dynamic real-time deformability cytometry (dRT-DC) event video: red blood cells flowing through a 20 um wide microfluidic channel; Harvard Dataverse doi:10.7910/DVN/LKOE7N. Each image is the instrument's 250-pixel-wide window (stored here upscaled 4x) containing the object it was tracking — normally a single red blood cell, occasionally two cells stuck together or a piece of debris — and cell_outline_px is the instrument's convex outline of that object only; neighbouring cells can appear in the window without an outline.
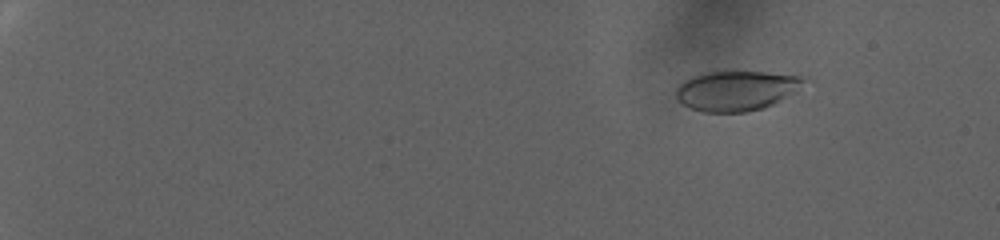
{"species": "human", "species_latin": "Homo sapiens", "temperature_condition": "warm", "stored_images_in_passage": 19, "camera_frame_rate_fps": 3000, "um_per_image_px": 0.085, "donor": {"sex": "female"}, "frame": {"image": 1, "passage_image": 6, "time_ms": 1.667, "image_size_px": [1000, 240], "cell_outline_px": [[812, 80], [796, 92], [764, 108], [744, 112], [704, 112], [680, 104], [676, 96], [676, 88], [684, 80], [700, 72], [764, 72], [808, 76]], "centroid_in_image_um": [62.66, 7.69], "position_along_channel_um": 22.3, "area_um2": 30.23}}
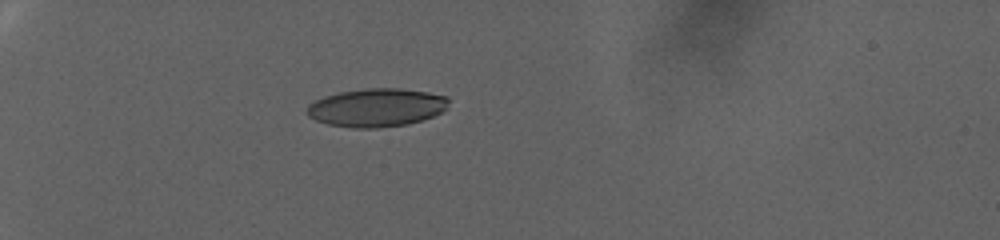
{"frame": {"image": 2, "passage_image": 14, "time_ms": 4.333, "image_size_px": [1000, 240], "cell_outline_px": [[448, 100], [444, 108], [440, 112], [424, 120], [408, 124], [376, 128], [352, 128], [328, 124], [316, 120], [308, 116], [308, 104], [324, 96], [340, 92], [364, 88], [400, 88], [428, 92], [448, 96]], "centroid_in_image_um": [32.0, 9.14], "position_along_channel_um": 53.0, "area_um2": 31.56}}
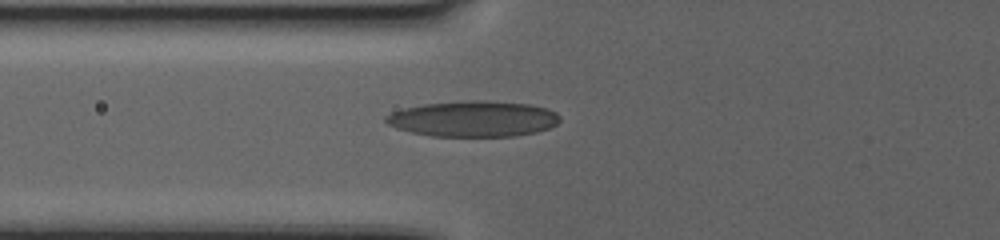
{"frame": {"image": 3, "passage_image": 18, "time_ms": 5.667, "image_size_px": [1000, 240], "cell_outline_px": [[560, 120], [556, 124], [548, 128], [536, 132], [512, 136], [432, 136], [412, 132], [396, 128], [388, 124], [384, 120], [384, 116], [392, 112], [404, 108], [424, 104], [468, 100], [488, 100], [528, 104], [548, 108], [556, 112], [560, 116]], "centroid_in_image_um": [40.23, 10.09], "position_along_channel_um": 85.6, "area_um2": 36.36}}